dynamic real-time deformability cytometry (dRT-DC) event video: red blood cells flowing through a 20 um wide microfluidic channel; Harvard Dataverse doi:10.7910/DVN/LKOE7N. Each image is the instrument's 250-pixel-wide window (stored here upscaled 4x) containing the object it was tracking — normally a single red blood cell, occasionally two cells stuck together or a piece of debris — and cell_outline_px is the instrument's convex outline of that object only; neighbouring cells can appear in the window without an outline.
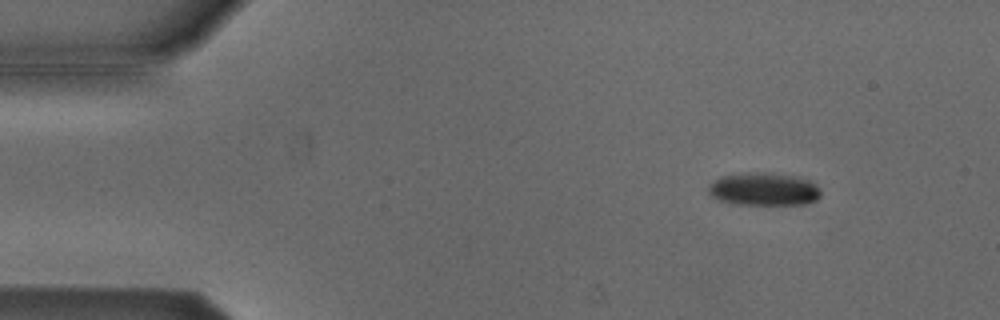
{"species": "Egyptian fruit bat (a non-hibernating species)", "species_latin": "Rousettus aegyptiacus", "temperature_condition": "cold", "stored_images_in_passage": 51, "camera_frame_rate_fps": 3000, "um_per_image_px": 0.085, "animal": {"sex": "male"}, "frame": {"image": 1, "passage_image": 4, "time_ms": 1.0, "image_size_px": [1000, 320], "cell_outline_px": [[820, 196], [816, 200], [804, 204], [732, 204], [720, 200], [712, 196], [708, 192], [708, 184], [720, 176], [748, 172], [760, 172], [796, 176], [808, 180], [816, 184], [820, 188]], "centroid_in_image_um": [64.9, 16.07], "position_along_channel_um": 20.1, "area_um2": 21.62}}
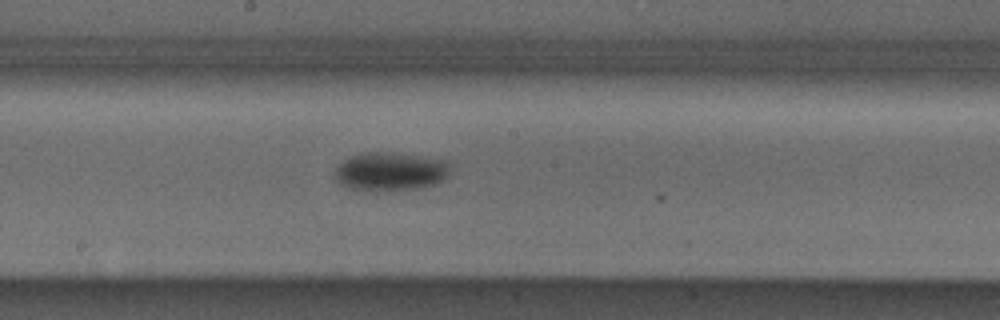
{"frame": {"image": 2, "passage_image": 26, "time_ms": 8.333, "image_size_px": [1000, 320], "cell_outline_px": [[448, 176], [432, 184], [420, 188], [380, 192], [368, 192], [348, 188], [340, 184], [336, 180], [336, 168], [344, 160], [360, 152], [388, 152], [448, 160]], "centroid_in_image_um": [33.13, 14.6], "position_along_channel_um": 215.1, "area_um2": 26.07}}
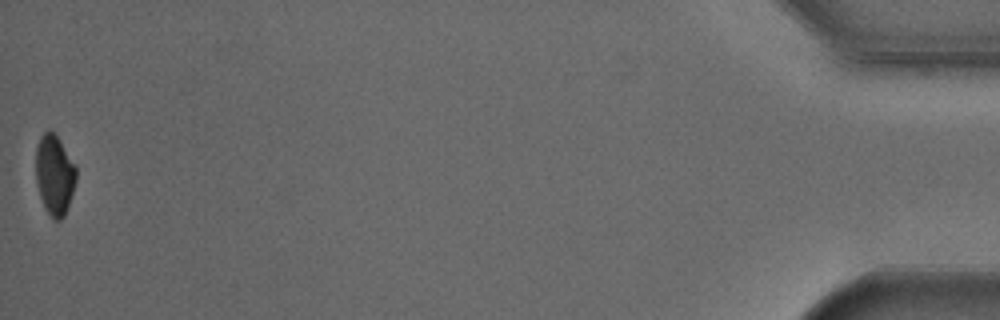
{"frame": {"image": 3, "passage_image": 51, "time_ms": 16.667, "image_size_px": [1000, 320], "cell_outline_px": [[76, 180], [64, 216], [60, 220], [52, 220], [44, 208], [40, 196], [36, 180], [36, 148], [40, 136], [44, 132], [52, 132], [60, 140], [76, 164]], "centroid_in_image_um": [4.63, 14.87], "position_along_channel_um": 430.6, "area_um2": 18.79}, "authors_computed_cell_mechanics": {"area_um2": 22.7154, "velocity_mm_per_s": 3.8198, "shape_relaxation_time_tau1_ms": 3.8443, "shape_relaxation_time_tau2_ms": null, "deformation_change_tau1": 0.0959, "deformation_change_tau2": null}}